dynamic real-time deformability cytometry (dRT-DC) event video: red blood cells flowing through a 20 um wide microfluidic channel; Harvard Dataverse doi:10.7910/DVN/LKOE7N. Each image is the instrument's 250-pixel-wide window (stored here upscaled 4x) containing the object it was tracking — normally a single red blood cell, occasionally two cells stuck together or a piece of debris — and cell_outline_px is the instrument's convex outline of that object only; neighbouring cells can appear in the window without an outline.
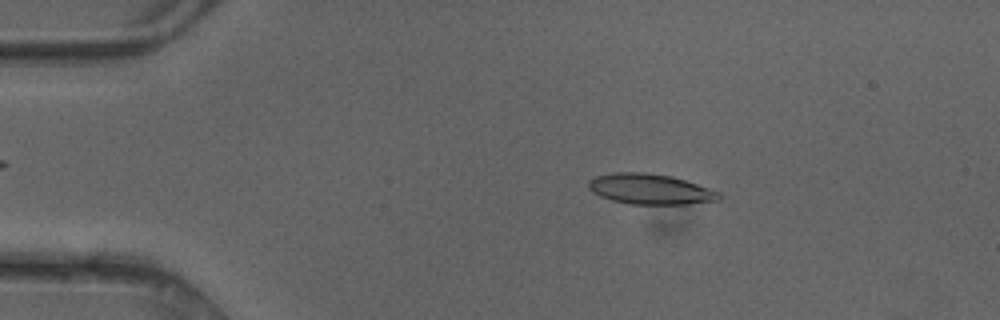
{"species": "common noctule bat (a hibernating species)", "species_latin": "Nyctalus noctula", "temperature_condition": "cold", "stored_images_in_passage": 48, "camera_frame_rate_fps": 3000, "um_per_image_px": 0.085, "animal": {"sex": "female"}, "frame": {"image": 1, "passage_image": 8, "time_ms": 2.333, "image_size_px": [1000, 320], "cell_outline_px": [[720, 200], [684, 204], [628, 204], [612, 200], [600, 196], [592, 192], [588, 188], [588, 180], [596, 176], [616, 172], [644, 172], [668, 176], [684, 180], [720, 192]], "centroid_in_image_um": [55.22, 16.08], "position_along_channel_um": 29.8, "area_um2": 22.95}}
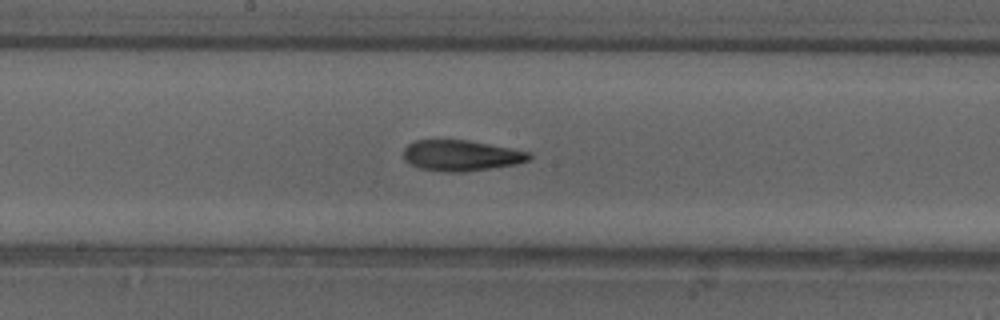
{"frame": {"image": 2, "passage_image": 25, "time_ms": 8.0, "image_size_px": [1000, 320], "cell_outline_px": [[532, 156], [528, 160], [516, 164], [464, 172], [444, 172], [420, 168], [404, 160], [404, 148], [408, 144], [416, 140], [468, 140], [532, 152]], "centroid_in_image_um": [39.2, 13.22], "position_along_channel_um": 209.0, "area_um2": 22.48}}
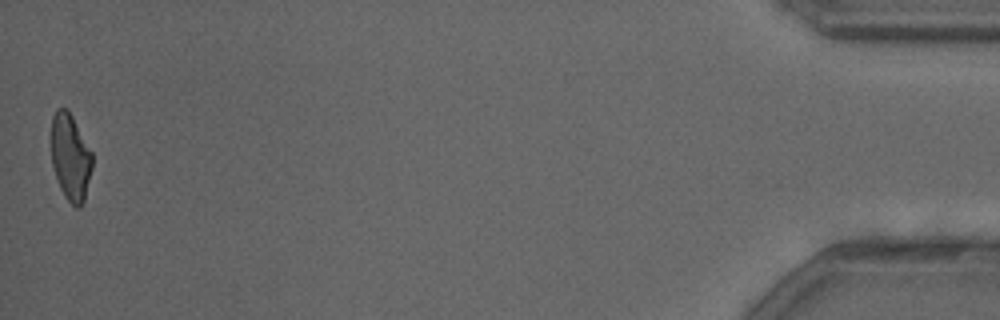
{"frame": {"image": 3, "passage_image": 48, "time_ms": 15.667, "image_size_px": [1000, 320], "cell_outline_px": [[92, 168], [84, 200], [80, 208], [76, 208], [64, 196], [60, 188], [52, 164], [52, 116], [56, 108], [68, 108], [92, 152]], "centroid_in_image_um": [5.99, 13.35], "position_along_channel_um": 429.2, "area_um2": 20.63}, "authors_computed_cell_mechanics": {"area_um2": 22.5131, "velocity_mm_per_s": 4.1626, "shape_relaxation_time_tau1_ms": 5.9025, "shape_relaxation_time_tau2_ms": 3.1907, "deformation_change_tau1": 0.1764, "deformation_change_tau2": 0.1144}}